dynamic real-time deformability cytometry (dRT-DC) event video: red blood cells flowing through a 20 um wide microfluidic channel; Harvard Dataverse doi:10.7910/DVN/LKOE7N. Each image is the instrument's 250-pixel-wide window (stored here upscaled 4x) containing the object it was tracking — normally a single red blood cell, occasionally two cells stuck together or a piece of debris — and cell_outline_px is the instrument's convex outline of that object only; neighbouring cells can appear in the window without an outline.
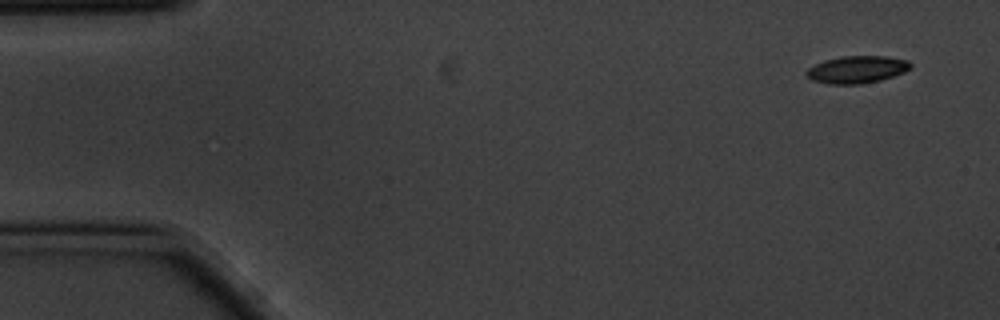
{"species": "common noctule bat (a hibernating species)", "species_latin": "Nyctalus noctula", "temperature_condition": "cold", "stored_images_in_passage": 4, "camera_frame_rate_fps": 3000, "um_per_image_px": 0.085, "animal": {"sex": "male", "body_mass_g": 20.1, "forearm_length_mm": 53.5}, "frame": {"image": 1, "passage_image": 1, "time_ms": 0.0, "image_size_px": [1000, 320], "cell_outline_px": [[912, 68], [904, 72], [880, 80], [860, 84], [828, 84], [812, 80], [804, 76], [804, 72], [808, 68], [824, 60], [840, 56], [888, 56], [908, 60], [912, 64]], "centroid_in_image_um": [72.82, 5.9], "position_along_channel_um": 12.2, "area_um2": 16.76}}
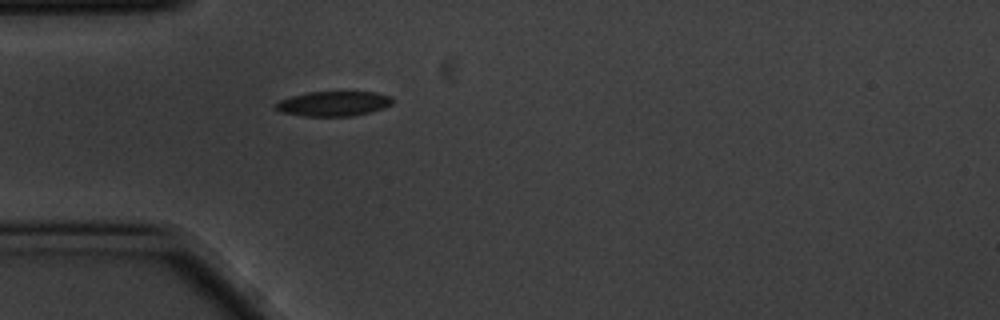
{"frame": {"image": 2, "passage_image": 4, "time_ms": 1.0, "image_size_px": [1000, 320], "cell_outline_px": [[396, 100], [392, 104], [384, 108], [372, 112], [352, 116], [304, 116], [280, 112], [272, 108], [280, 100], [292, 96], [308, 92], [376, 92], [392, 96]], "centroid_in_image_um": [28.39, 8.81], "position_along_channel_um": 56.6, "area_um2": 17.17}}